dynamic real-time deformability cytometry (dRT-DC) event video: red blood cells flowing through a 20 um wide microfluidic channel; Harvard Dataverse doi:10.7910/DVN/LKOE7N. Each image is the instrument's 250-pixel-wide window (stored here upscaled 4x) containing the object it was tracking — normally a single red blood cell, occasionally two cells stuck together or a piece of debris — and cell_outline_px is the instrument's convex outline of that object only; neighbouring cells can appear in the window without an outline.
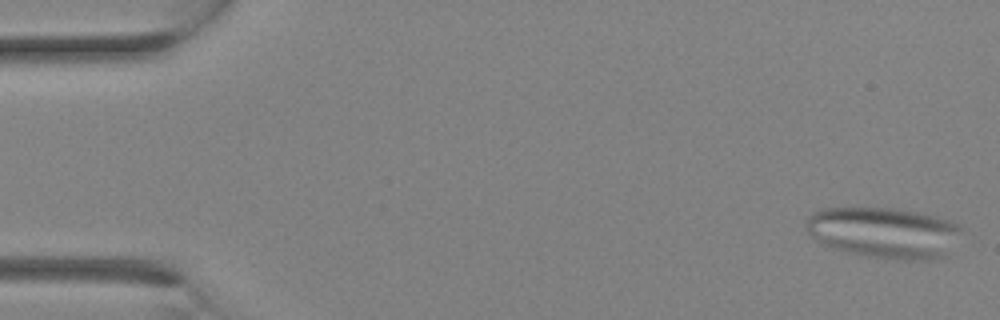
{"species": "Egyptian fruit bat (a non-hibernating species)", "species_latin": "Rousettus aegyptiacus", "temperature_condition": "room temperature", "stored_images_in_passage": 14, "camera_frame_rate_fps": 3000, "um_per_image_px": 0.085, "animal": {"sex": "female"}, "frame": {"image": 1, "passage_image": 1, "time_ms": 0.0, "image_size_px": [1000, 320], "cell_outline_px": [[960, 232], [948, 256], [936, 260], [896, 260], [868, 256], [832, 248], [820, 244], [808, 232], [804, 224], [804, 220], [808, 216], [824, 208], [892, 208], [936, 216], [960, 224]], "centroid_in_image_um": [75.14, 19.79], "position_along_channel_um": 9.9, "area_um2": 46.41}}
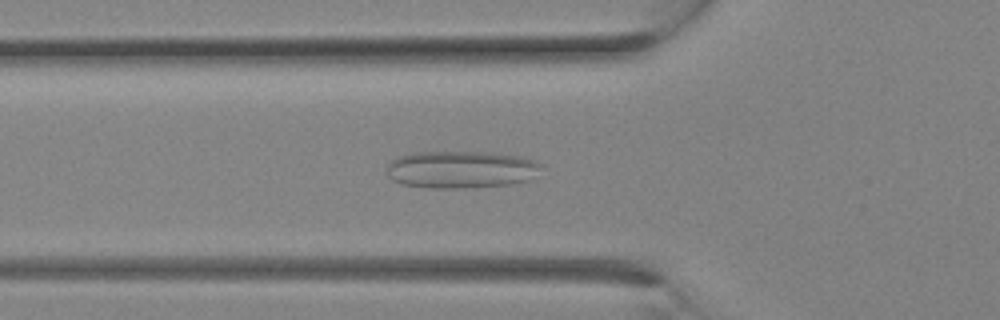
{"frame": {"image": 2, "passage_image": 10, "time_ms": 3.0, "image_size_px": [1000, 320], "cell_outline_px": [[544, 164], [528, 180], [512, 184], [464, 188], [428, 188], [400, 184], [392, 180], [388, 176], [388, 164], [396, 156], [412, 152], [492, 152], [520, 156]], "centroid_in_image_um": [39.15, 14.4], "position_along_channel_um": 86.7, "area_um2": 33.81}}
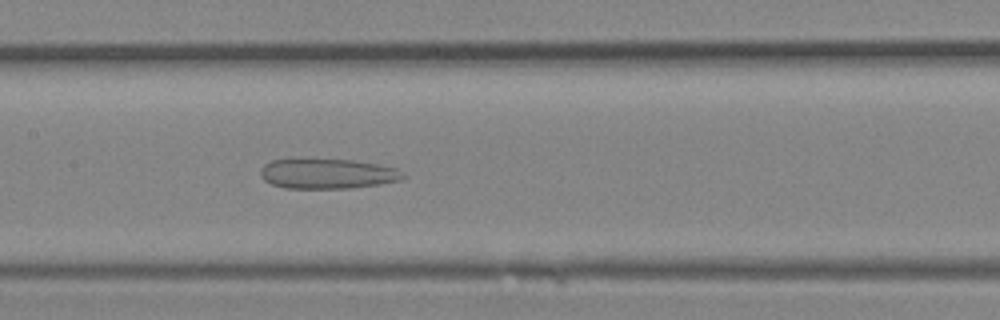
{"frame": {"image": 3, "passage_image": 14, "time_ms": 4.333, "image_size_px": [1000, 320], "cell_outline_px": [[408, 176], [404, 180], [380, 184], [352, 188], [284, 188], [272, 184], [264, 180], [260, 176], [260, 168], [264, 164], [272, 160], [296, 156], [352, 160], [380, 164], [396, 168], [404, 172]], "centroid_in_image_um": [27.82, 14.72], "position_along_channel_um": 179.6, "area_um2": 26.18}}